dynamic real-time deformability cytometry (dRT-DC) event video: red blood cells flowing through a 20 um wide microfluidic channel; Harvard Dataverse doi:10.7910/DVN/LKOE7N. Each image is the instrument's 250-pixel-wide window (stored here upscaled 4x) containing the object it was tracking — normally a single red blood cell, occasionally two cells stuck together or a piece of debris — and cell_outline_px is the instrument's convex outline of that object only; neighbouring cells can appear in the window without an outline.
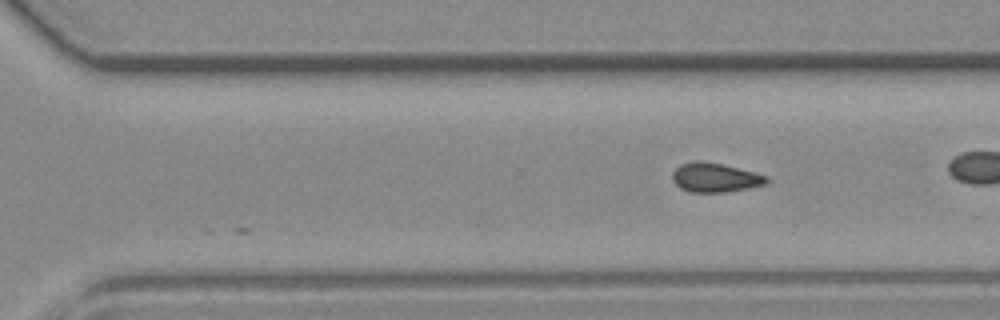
{"species": "common noctule bat (a hibernating species)", "species_latin": "Nyctalus noctula", "temperature_condition": "room temperature", "stored_images_in_passage": 20, "camera_frame_rate_fps": 3000, "um_per_image_px": 0.085, "animal": {"sex": "female", "body_mass_g": 19.3, "forearm_length_mm": 54.1}, "frame": {"image": 1, "passage_image": 20, "time_ms": 6.333, "image_size_px": [1000, 320], "cell_outline_px": [[768, 184], [728, 192], [688, 192], [680, 188], [672, 180], [672, 172], [680, 164], [696, 160], [720, 164], [768, 176]], "centroid_in_image_um": [60.75, 15.11], "position_along_channel_um": 309.8, "area_um2": 15.95}}